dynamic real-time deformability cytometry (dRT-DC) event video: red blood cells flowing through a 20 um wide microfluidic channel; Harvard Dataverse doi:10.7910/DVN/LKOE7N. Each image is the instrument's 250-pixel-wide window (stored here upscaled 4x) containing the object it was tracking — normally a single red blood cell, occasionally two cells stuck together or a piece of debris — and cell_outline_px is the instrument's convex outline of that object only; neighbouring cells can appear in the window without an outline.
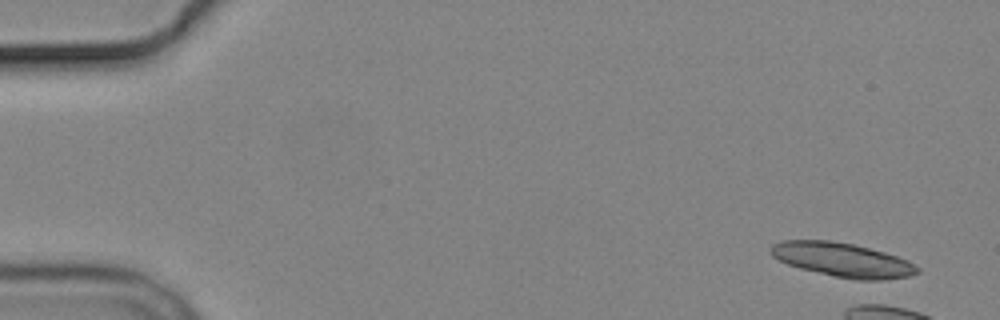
{"species": "common noctule bat (a hibernating species)", "species_latin": "Nyctalus noctula", "temperature_condition": "cold", "stored_images_in_passage": 5, "camera_frame_rate_fps": 3000, "um_per_image_px": 0.085, "animal": {"sex": "male", "body_mass_g": 19.2, "forearm_length_mm": 51.8}, "frame": {"image": 1, "passage_image": 1, "time_ms": 0.0, "image_size_px": [1000, 320], "cell_outline_px": [[920, 272], [908, 276], [880, 280], [856, 280], [836, 276], [800, 268], [788, 264], [772, 256], [768, 252], [768, 248], [772, 244], [784, 240], [828, 240], [852, 244], [884, 252], [908, 260], [920, 268]], "centroid_in_image_um": [71.59, 22.08], "position_along_channel_um": 13.4, "area_um2": 28.96}}